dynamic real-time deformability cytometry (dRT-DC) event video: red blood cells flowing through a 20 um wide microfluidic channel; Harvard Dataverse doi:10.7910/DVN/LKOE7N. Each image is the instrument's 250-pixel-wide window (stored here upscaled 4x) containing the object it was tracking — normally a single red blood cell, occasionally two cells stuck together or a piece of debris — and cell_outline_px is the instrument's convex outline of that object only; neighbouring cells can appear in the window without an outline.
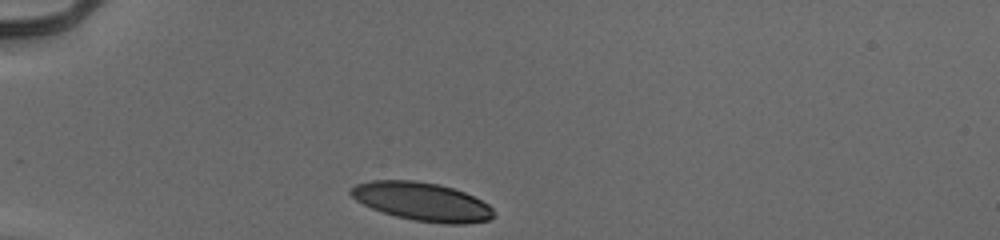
{"species": "human", "species_latin": "Homo sapiens", "temperature_condition": "cold", "stored_images_in_passage": 30, "camera_frame_rate_fps": 3000, "um_per_image_px": 0.085, "donor": {"sex": "male"}, "frame": {"image": 1, "passage_image": 1, "time_ms": 0.0, "image_size_px": [1000, 240], "cell_outline_px": [[496, 216], [488, 220], [464, 224], [444, 224], [412, 220], [396, 216], [372, 208], [356, 200], [348, 192], [356, 184], [372, 180], [416, 180], [440, 184], [464, 192], [488, 204], [492, 208]], "centroid_in_image_um": [35.89, 17.14], "position_along_channel_um": 49.1, "area_um2": 31.96}}
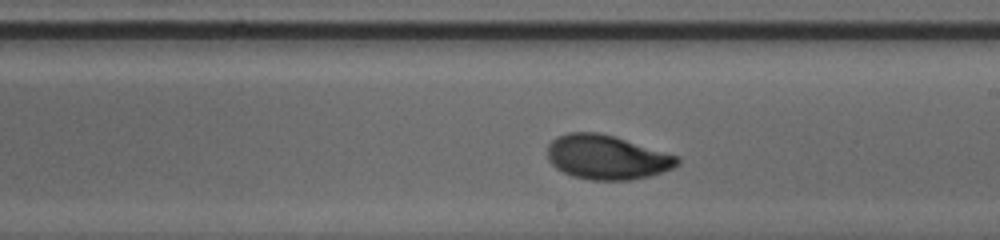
{"frame": {"image": 2, "passage_image": 18, "time_ms": 5.667, "image_size_px": [1000, 240], "cell_outline_px": [[680, 164], [672, 168], [648, 176], [632, 180], [592, 180], [572, 176], [556, 168], [548, 160], [548, 144], [556, 136], [568, 132], [596, 132], [612, 136], [680, 156]], "centroid_in_image_um": [51.57, 13.37], "position_along_channel_um": 237.4, "area_um2": 33.47}}
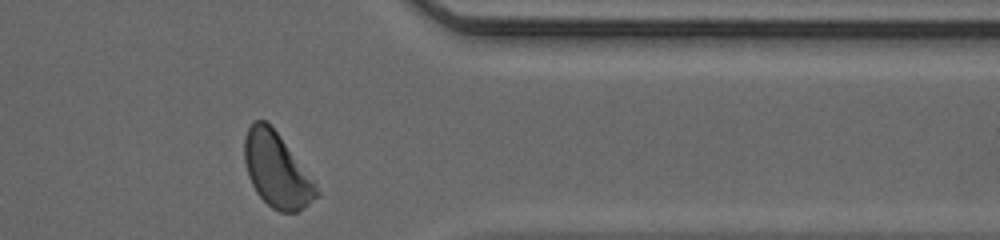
{"frame": {"image": 3, "passage_image": 30, "time_ms": 9.667, "image_size_px": [1000, 240], "cell_outline_px": [[320, 196], [296, 212], [280, 212], [272, 208], [256, 192], [248, 176], [244, 160], [244, 136], [252, 120], [264, 120], [276, 132], [316, 184], [320, 192]], "centroid_in_image_um": [23.5, 14.47], "position_along_channel_um": 387.9, "area_um2": 30.81}, "authors_computed_cell_mechanics": {"area_um2": 32.7437, "velocity_mm_per_s": 3.9131, "shape_relaxation_time_tau1_ms": 2.9221, "shape_relaxation_time_tau2_ms": 1.8516, "deformation_change_tau1": 0.181, "deformation_change_tau2": 0.0597}}